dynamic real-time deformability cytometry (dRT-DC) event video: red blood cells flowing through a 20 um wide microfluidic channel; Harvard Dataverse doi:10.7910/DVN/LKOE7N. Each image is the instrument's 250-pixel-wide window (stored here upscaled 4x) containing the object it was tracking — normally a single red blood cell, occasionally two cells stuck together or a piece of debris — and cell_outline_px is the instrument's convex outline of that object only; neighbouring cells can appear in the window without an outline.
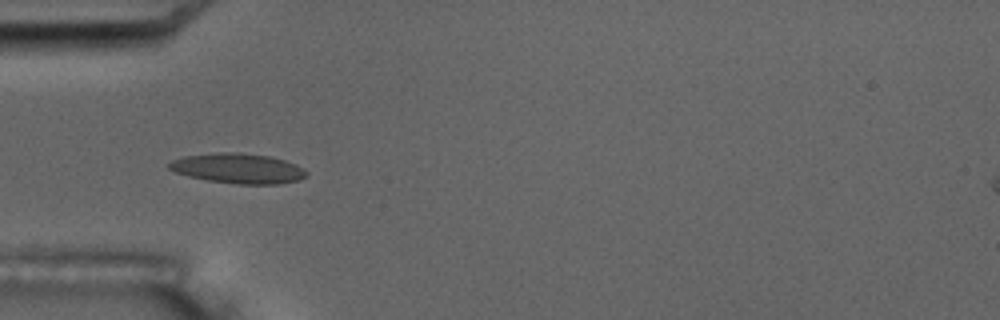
{"species": "common noctule bat (a hibernating species)", "species_latin": "Nyctalus noctula", "temperature_condition": "room temperature", "stored_images_in_passage": 10, "camera_frame_rate_fps": 3000, "um_per_image_px": 0.085, "animal": {"sex": "male", "body_mass_g": 17.5, "forearm_length_mm": 52.3}, "frame": {"image": 1, "passage_image": 5, "time_ms": 5.333, "image_size_px": [1000, 320], "cell_outline_px": [[308, 176], [300, 180], [280, 184], [236, 184], [208, 180], [188, 176], [176, 172], [168, 168], [168, 164], [172, 160], [184, 156], [220, 152], [240, 152], [268, 156], [284, 160], [296, 164], [304, 168], [308, 172]], "centroid_in_image_um": [20.28, 14.32], "position_along_channel_um": 64.7, "area_um2": 24.16}}